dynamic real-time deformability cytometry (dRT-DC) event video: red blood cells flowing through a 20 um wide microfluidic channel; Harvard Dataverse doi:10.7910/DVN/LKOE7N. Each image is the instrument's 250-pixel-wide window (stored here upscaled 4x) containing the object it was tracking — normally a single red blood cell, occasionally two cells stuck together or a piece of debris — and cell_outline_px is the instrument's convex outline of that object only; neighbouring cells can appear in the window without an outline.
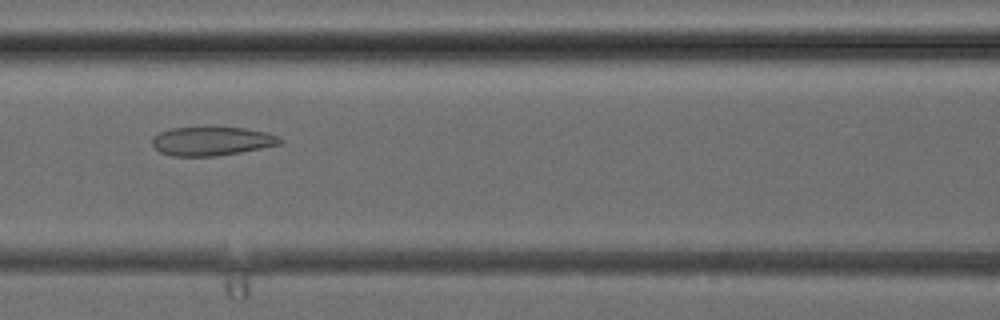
{"species": "common noctule bat (a hibernating species)", "species_latin": "Nyctalus noctula", "temperature_condition": "cold", "stored_images_in_passage": 35, "camera_frame_rate_fps": 3000, "um_per_image_px": 0.085, "animal": {"sex": "female", "body_mass_g": 24.6, "forearm_length_mm": 56.2}, "frame": {"image": 1, "passage_image": 14, "time_ms": 4.333, "image_size_px": [1000, 320], "cell_outline_px": [[284, 140], [280, 144], [240, 152], [216, 156], [172, 156], [160, 152], [152, 144], [152, 136], [168, 128], [204, 124], [208, 124], [244, 128], [268, 132]], "centroid_in_image_um": [17.95, 11.94], "position_along_channel_um": 148.6, "area_um2": 22.43}}
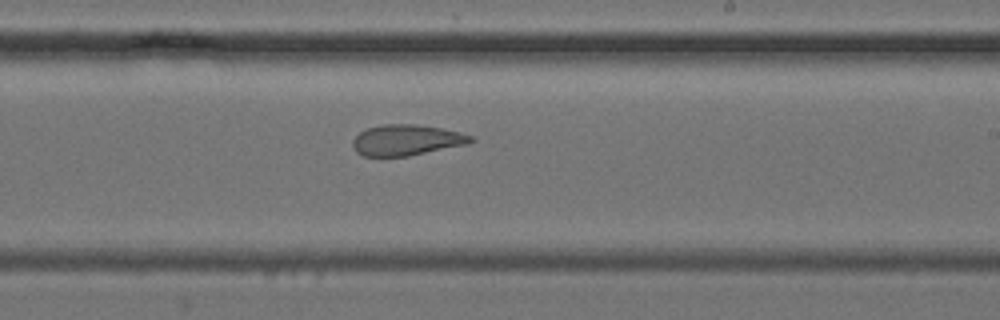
{"frame": {"image": 2, "passage_image": 20, "time_ms": 6.333, "image_size_px": [1000, 320], "cell_outline_px": [[476, 140], [468, 144], [408, 156], [360, 156], [356, 152], [352, 144], [352, 140], [360, 132], [368, 128], [380, 124], [416, 124], [440, 128], [472, 136]], "centroid_in_image_um": [34.52, 11.91], "position_along_channel_um": 254.5, "area_um2": 21.15}}
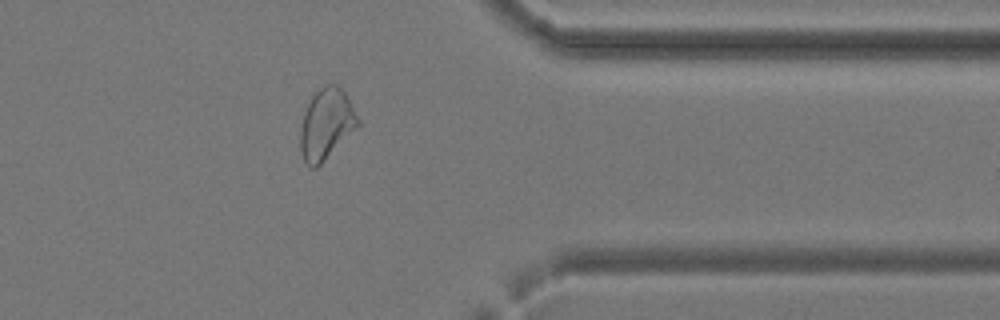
{"frame": {"image": 3, "passage_image": 28, "time_ms": 9.0, "image_size_px": [1000, 320], "cell_outline_px": [[360, 124], [316, 168], [312, 168], [304, 160], [300, 152], [300, 132], [304, 112], [312, 96], [320, 88], [328, 84], [336, 84], [348, 96], [360, 120]], "centroid_in_image_um": [27.74, 10.53], "position_along_channel_um": 383.7, "area_um2": 23.41}}